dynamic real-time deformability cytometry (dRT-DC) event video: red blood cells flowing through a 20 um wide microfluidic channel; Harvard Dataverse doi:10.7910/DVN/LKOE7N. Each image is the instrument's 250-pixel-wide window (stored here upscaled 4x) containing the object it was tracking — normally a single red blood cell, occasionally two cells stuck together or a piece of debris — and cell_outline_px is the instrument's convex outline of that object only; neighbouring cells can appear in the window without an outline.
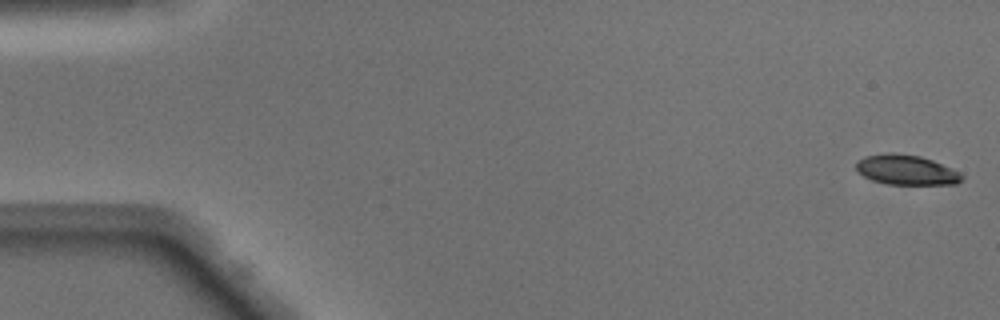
{"species": "Egyptian fruit bat (a non-hibernating species)", "species_latin": "Rousettus aegyptiacus", "temperature_condition": "warm", "stored_images_in_passage": 7, "camera_frame_rate_fps": 3000, "um_per_image_px": 0.085, "animal": {"sex": "male"}, "frame": {"image": 1, "passage_image": 1, "time_ms": 0.0, "image_size_px": [1000, 320], "cell_outline_px": [[964, 180], [956, 184], [888, 184], [872, 180], [856, 172], [856, 160], [864, 156], [884, 152], [896, 152], [920, 156], [932, 160], [952, 168], [960, 172], [964, 176]], "centroid_in_image_um": [77.02, 14.42], "position_along_channel_um": 8.0, "area_um2": 18.79}}